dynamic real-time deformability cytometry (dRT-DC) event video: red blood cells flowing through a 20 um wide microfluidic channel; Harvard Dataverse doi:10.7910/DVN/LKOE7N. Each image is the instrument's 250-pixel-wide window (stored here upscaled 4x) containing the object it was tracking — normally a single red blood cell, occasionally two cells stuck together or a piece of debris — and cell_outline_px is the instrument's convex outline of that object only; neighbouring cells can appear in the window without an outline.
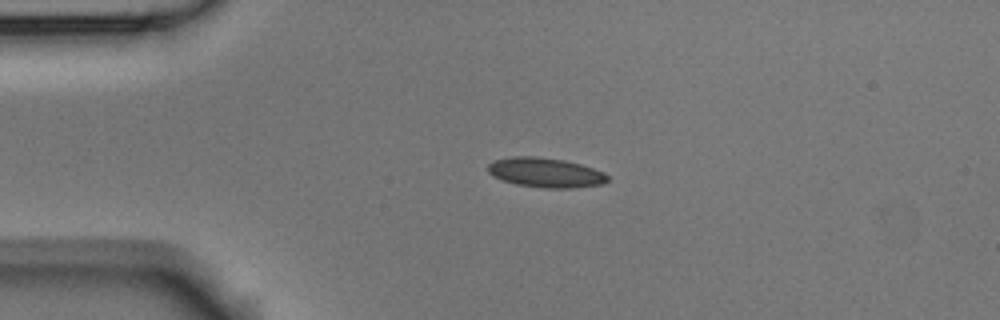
{"species": "Egyptian fruit bat (a non-hibernating species)", "species_latin": "Rousettus aegyptiacus", "temperature_condition": "room temperature", "stored_images_in_passage": 4, "camera_frame_rate_fps": 3000, "um_per_image_px": 0.085, "animal": {"sex": "male"}, "frame": {"image": 1, "passage_image": 3, "time_ms": 2.333, "image_size_px": [1000, 320], "cell_outline_px": [[608, 180], [600, 184], [572, 188], [544, 188], [516, 184], [492, 176], [488, 172], [488, 164], [492, 160], [512, 156], [536, 156], [564, 160], [580, 164], [604, 172], [608, 176]], "centroid_in_image_um": [46.33, 14.66], "position_along_channel_um": 38.7, "area_um2": 20.63}}